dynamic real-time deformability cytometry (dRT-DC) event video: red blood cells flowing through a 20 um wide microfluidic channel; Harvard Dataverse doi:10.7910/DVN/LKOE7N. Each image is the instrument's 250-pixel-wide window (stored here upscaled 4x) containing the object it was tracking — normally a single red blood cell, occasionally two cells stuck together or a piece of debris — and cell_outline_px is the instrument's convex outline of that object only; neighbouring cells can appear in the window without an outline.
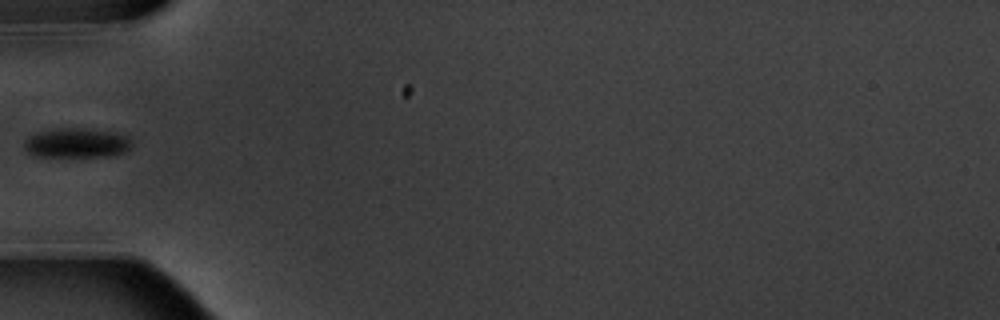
{"species": "common noctule bat (a hibernating species)", "species_latin": "Nyctalus noctula", "temperature_condition": "warm", "stored_images_in_passage": 1, "camera_frame_rate_fps": 3000, "um_per_image_px": 0.085, "animal": {"sex": "male", "body_mass_g": 20.1, "forearm_length_mm": 53.5}, "frame": {"image": 1, "passage_image": 1, "time_ms": 0.0, "image_size_px": [1000, 320], "cell_outline_px": [[132, 144], [124, 152], [112, 156], [32, 156], [24, 148], [24, 140], [28, 136], [36, 132], [60, 128], [84, 128], [112, 132], [124, 136]], "centroid_in_image_um": [6.44, 12.15], "position_along_channel_um": 78.6, "area_um2": 18.38}}